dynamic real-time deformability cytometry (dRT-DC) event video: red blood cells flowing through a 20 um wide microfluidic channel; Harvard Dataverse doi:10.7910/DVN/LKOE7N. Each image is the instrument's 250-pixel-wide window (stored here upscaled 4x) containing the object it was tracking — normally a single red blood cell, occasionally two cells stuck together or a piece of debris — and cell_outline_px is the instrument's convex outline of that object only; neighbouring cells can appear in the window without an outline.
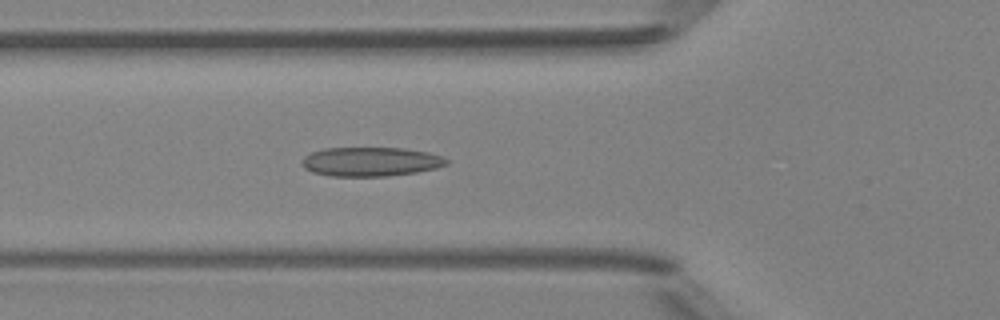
{"species": "Egyptian fruit bat (a non-hibernating species)", "species_latin": "Rousettus aegyptiacus", "temperature_condition": "room temperature", "stored_images_in_passage": 49, "camera_frame_rate_fps": 3000, "um_per_image_px": 0.085, "animal": {"sex": "female"}, "frame": {"image": 1, "passage_image": 18, "time_ms": 5.667, "image_size_px": [1000, 320], "cell_outline_px": [[448, 164], [436, 168], [416, 172], [388, 176], [332, 176], [312, 172], [304, 168], [304, 156], [312, 152], [324, 148], [404, 148], [428, 152], [440, 156], [448, 160]], "centroid_in_image_um": [31.52, 13.74], "position_along_channel_um": 94.3, "area_um2": 24.39}}
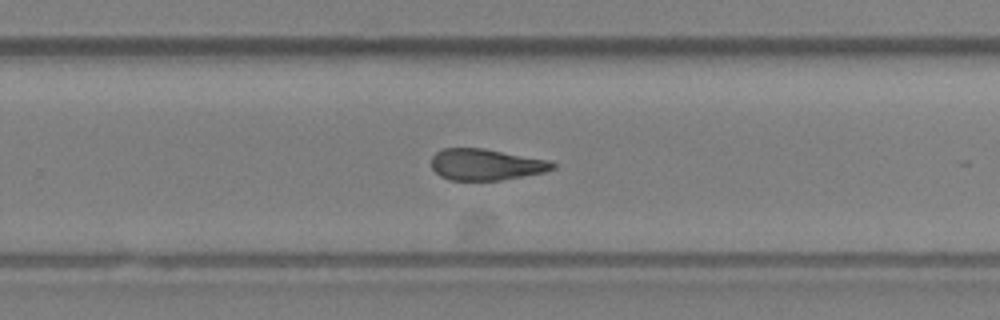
{"frame": {"image": 2, "passage_image": 32, "time_ms": 10.333, "image_size_px": [1000, 320], "cell_outline_px": [[556, 168], [544, 172], [500, 180], [448, 180], [440, 176], [432, 168], [432, 156], [436, 152], [444, 148], [484, 148], [552, 160], [556, 164]], "centroid_in_image_um": [41.33, 13.98], "position_along_channel_um": 288.5, "area_um2": 22.31}}
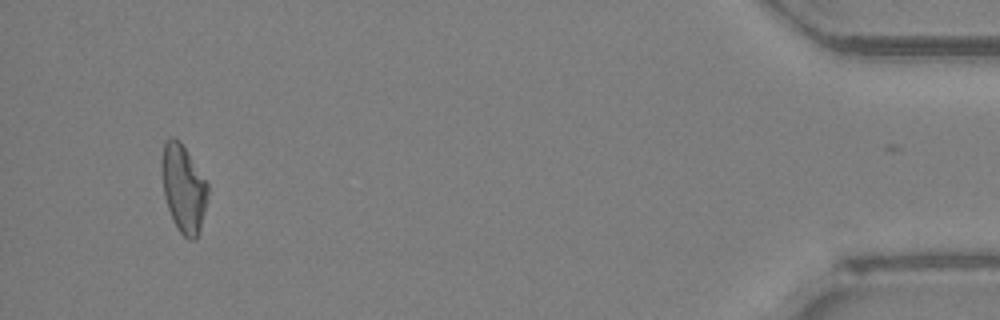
{"frame": {"image": 3, "passage_image": 47, "time_ms": 15.333, "image_size_px": [1000, 320], "cell_outline_px": [[208, 192], [200, 228], [196, 240], [188, 240], [180, 232], [172, 220], [164, 196], [160, 168], [160, 160], [164, 144], [172, 136], [180, 140], [208, 180]], "centroid_in_image_um": [15.58, 15.97], "position_along_channel_um": 419.6, "area_um2": 23.93}, "authors_computed_cell_mechanics": {"area_um2": 23.6402, "velocity_mm_per_s": 4.1862, "shape_relaxation_time_tau1_ms": null, "shape_relaxation_time_tau2_ms": 3.6742, "deformation_change_tau1": null, "deformation_change_tau2": 0.1305}}